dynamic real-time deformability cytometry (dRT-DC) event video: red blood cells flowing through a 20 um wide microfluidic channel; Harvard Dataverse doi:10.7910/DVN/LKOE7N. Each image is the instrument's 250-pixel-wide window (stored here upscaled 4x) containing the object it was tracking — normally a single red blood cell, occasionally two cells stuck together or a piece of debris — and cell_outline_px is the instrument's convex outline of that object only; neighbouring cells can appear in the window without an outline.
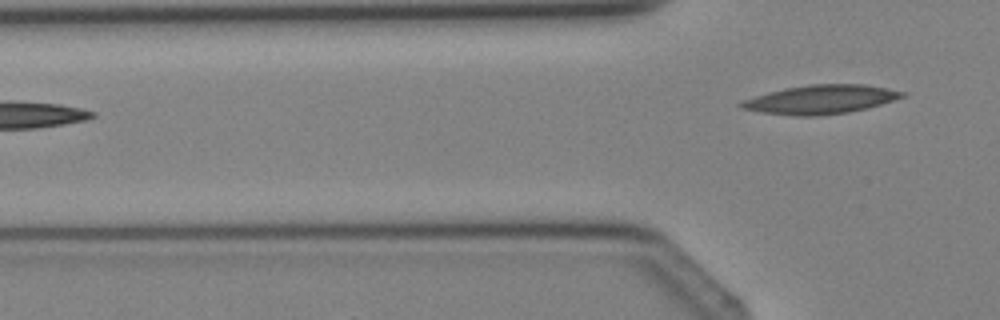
{"species": "Egyptian fruit bat (a non-hibernating species)", "species_latin": "Rousettus aegyptiacus", "temperature_condition": "cold", "stored_images_in_passage": 5, "camera_frame_rate_fps": 3000, "um_per_image_px": 0.085, "animal": {"sex": "female"}, "frame": {"image": 1, "passage_image": 5, "time_ms": 4.667, "image_size_px": [1000, 320], "cell_outline_px": [[908, 92], [904, 96], [868, 108], [848, 112], [816, 116], [796, 116], [760, 112], [740, 108], [736, 104], [744, 100], [768, 92], [784, 88], [812, 84], [864, 84]], "centroid_in_image_um": [69.74, 8.45], "position_along_channel_um": 56.1, "area_um2": 26.99}}